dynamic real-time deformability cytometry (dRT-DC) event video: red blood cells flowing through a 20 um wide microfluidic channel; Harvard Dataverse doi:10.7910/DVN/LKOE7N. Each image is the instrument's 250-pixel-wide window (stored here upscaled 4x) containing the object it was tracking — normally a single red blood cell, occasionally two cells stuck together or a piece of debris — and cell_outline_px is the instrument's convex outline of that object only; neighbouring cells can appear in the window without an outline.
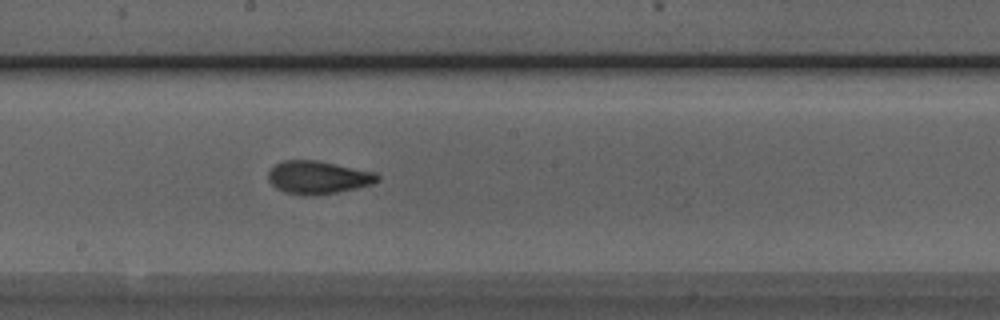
{"species": "Egyptian fruit bat (a non-hibernating species)", "species_latin": "Rousettus aegyptiacus", "temperature_condition": "room temperature", "stored_images_in_passage": 39, "camera_frame_rate_fps": 3000, "um_per_image_px": 0.085, "animal": {"sex": "male"}, "frame": {"image": 1, "passage_image": 16, "time_ms": 5.0, "image_size_px": [1000, 320], "cell_outline_px": [[380, 180], [372, 184], [356, 188], [336, 192], [312, 196], [308, 196], [284, 192], [276, 188], [268, 180], [268, 172], [276, 164], [284, 160], [316, 160], [376, 172], [380, 176]], "centroid_in_image_um": [27.04, 15.08], "position_along_channel_um": 221.2, "area_um2": 20.98}}
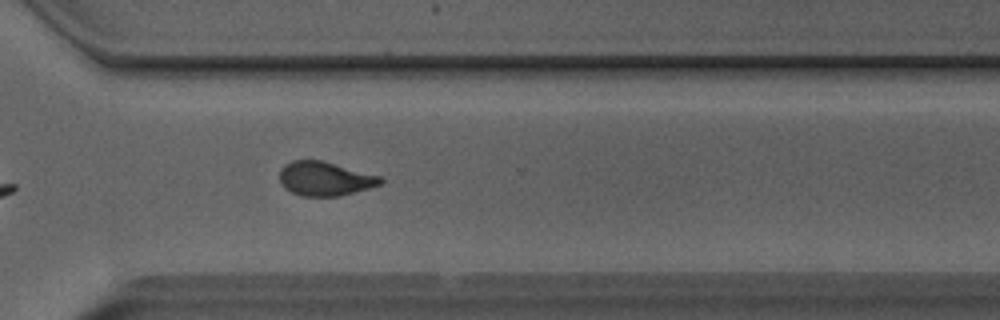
{"frame": {"image": 2, "passage_image": 25, "time_ms": 8.0, "image_size_px": [1000, 320], "cell_outline_px": [[384, 180], [380, 184], [368, 188], [340, 196], [300, 196], [284, 188], [280, 184], [280, 168], [284, 164], [292, 160], [320, 160], [380, 176]], "centroid_in_image_um": [27.57, 15.19], "position_along_channel_um": 343.0, "area_um2": 19.94}}
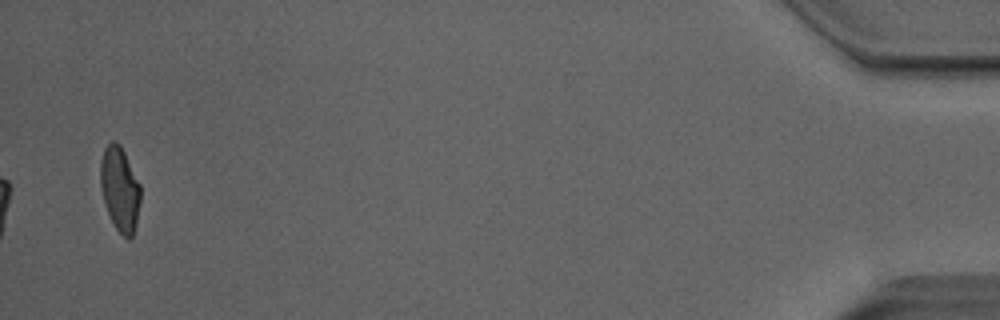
{"frame": {"image": 3, "passage_image": 38, "time_ms": 12.333, "image_size_px": [1000, 320], "cell_outline_px": [[140, 200], [136, 224], [132, 236], [128, 240], [116, 228], [108, 212], [104, 200], [100, 184], [100, 160], [104, 148], [112, 140], [116, 140], [120, 144], [140, 184]], "centroid_in_image_um": [10.18, 16.03], "position_along_channel_um": 425.0, "area_um2": 19.54}, "authors_computed_cell_mechanics": {"area_um2": 20.2878, "velocity_mm_per_s": 4.0632, "shape_relaxation_time_tau1_ms": 5.4983, "shape_relaxation_time_tau2_ms": 1.8311, "deformation_change_tau1": 0.1748, "deformation_change_tau2": 0.0844}}